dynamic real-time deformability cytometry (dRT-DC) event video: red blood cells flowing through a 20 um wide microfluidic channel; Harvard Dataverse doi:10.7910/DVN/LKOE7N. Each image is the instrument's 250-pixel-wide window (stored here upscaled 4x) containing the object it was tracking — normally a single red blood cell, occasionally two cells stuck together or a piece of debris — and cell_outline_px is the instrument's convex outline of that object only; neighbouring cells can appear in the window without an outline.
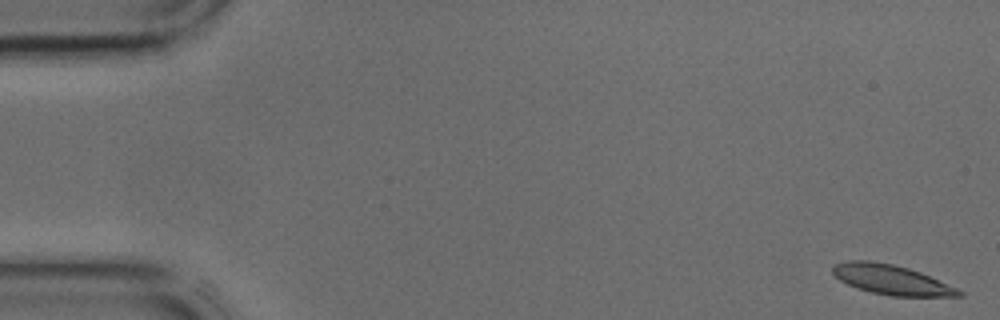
{"species": "common noctule bat (a hibernating species)", "species_latin": "Nyctalus noctula", "temperature_condition": "cold", "stored_images_in_passage": 43, "camera_frame_rate_fps": 3000, "um_per_image_px": 0.085, "animal": {"sex": "male", "body_mass_g": 17.9, "forearm_length_mm": 54.2}, "frame": {"image": 1, "passage_image": 1, "time_ms": 0.0, "image_size_px": [1000, 320], "cell_outline_px": [[964, 296], [892, 296], [872, 292], [856, 288], [840, 280], [832, 272], [832, 268], [836, 264], [848, 260], [868, 260], [892, 264], [908, 268], [920, 272], [956, 288], [964, 292]], "centroid_in_image_um": [75.76, 23.77], "position_along_channel_um": 9.2, "area_um2": 21.62}}
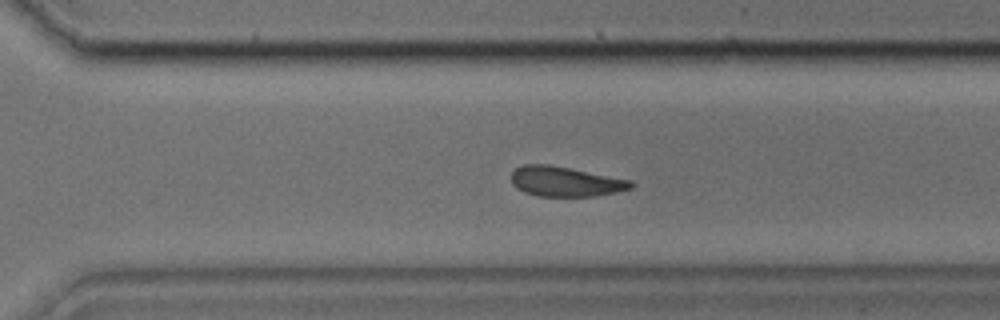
{"frame": {"image": 2, "passage_image": 30, "time_ms": 9.667, "image_size_px": [1000, 320], "cell_outline_px": [[636, 184], [632, 188], [616, 192], [592, 196], [536, 196], [524, 192], [516, 188], [512, 184], [512, 172], [516, 168], [524, 164], [548, 164], [632, 180]], "centroid_in_image_um": [48.06, 15.43], "position_along_channel_um": 322.5, "area_um2": 20.87}}
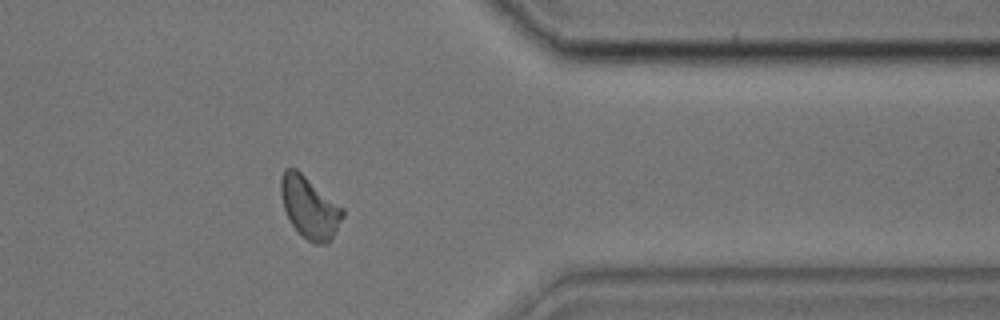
{"frame": {"image": 3, "passage_image": 35, "time_ms": 11.333, "image_size_px": [1000, 320], "cell_outline_px": [[344, 216], [328, 244], [316, 244], [308, 240], [292, 224], [284, 208], [280, 192], [280, 180], [284, 168], [296, 168], [344, 208]], "centroid_in_image_um": [26.32, 17.61], "position_along_channel_um": 385.1, "area_um2": 22.02}}